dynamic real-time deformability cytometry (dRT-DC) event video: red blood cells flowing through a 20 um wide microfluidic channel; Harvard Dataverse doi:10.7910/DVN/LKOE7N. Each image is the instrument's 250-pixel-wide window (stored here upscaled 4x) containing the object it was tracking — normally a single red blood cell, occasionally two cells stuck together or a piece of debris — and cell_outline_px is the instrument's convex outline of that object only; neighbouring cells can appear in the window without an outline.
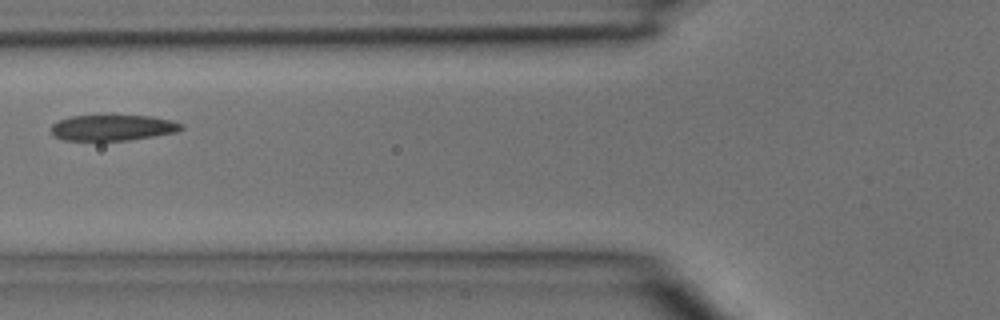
{"species": "common noctule bat (a hibernating species)", "species_latin": "Nyctalus noctula", "temperature_condition": "room temperature", "stored_images_in_passage": 5, "camera_frame_rate_fps": 3000, "um_per_image_px": 0.085, "animal": {"sex": "male", "body_mass_g": 15.6}, "frame": {"image": 1, "passage_image": 5, "time_ms": 1.333, "image_size_px": [1000, 320], "cell_outline_px": [[184, 128], [176, 132], [156, 136], [128, 140], [64, 140], [52, 136], [52, 124], [60, 120], [72, 116], [152, 116], [172, 120], [184, 124]], "centroid_in_image_um": [9.62, 10.86], "position_along_channel_um": 116.2, "area_um2": 19.54}}